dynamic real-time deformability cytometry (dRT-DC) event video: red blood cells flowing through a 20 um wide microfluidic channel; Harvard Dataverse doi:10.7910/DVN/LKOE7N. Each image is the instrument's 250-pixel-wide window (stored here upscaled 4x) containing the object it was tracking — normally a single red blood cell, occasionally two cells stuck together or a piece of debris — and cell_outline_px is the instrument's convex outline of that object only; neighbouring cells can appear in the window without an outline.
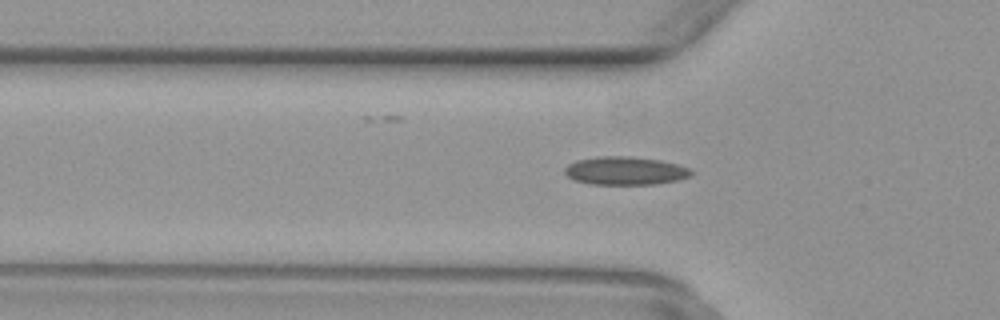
{"species": "common noctule bat (a hibernating species)", "species_latin": "Nyctalus noctula", "temperature_condition": "warm", "stored_images_in_passage": 23, "camera_frame_rate_fps": 3000, "um_per_image_px": 0.085, "animal": {"sex": "female", "body_mass_g": 29.2, "forearm_length_mm": 56.3}, "frame": {"image": 1, "passage_image": 15, "time_ms": 4.667, "image_size_px": [1000, 320], "cell_outline_px": [[692, 176], [676, 180], [656, 184], [592, 184], [572, 180], [564, 172], [564, 168], [568, 164], [576, 160], [596, 156], [632, 156], [660, 160], [676, 164], [688, 168], [692, 172]], "centroid_in_image_um": [53.1, 14.51], "position_along_channel_um": 72.7, "area_um2": 20.87}}
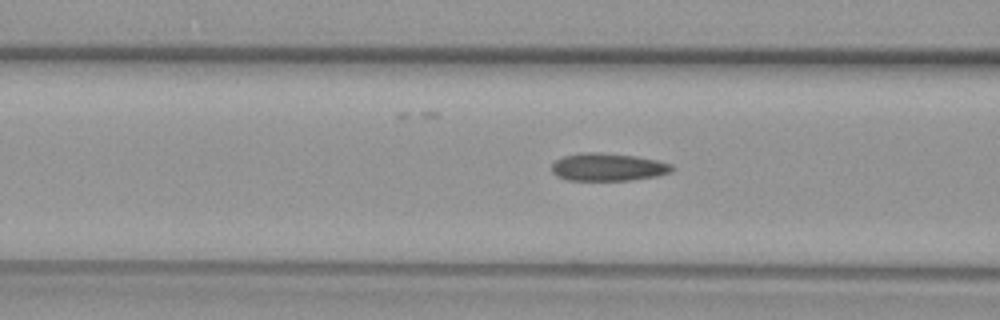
{"frame": {"image": 2, "passage_image": 18, "time_ms": 5.667, "image_size_px": [1000, 320], "cell_outline_px": [[676, 168], [672, 172], [656, 176], [632, 180], [568, 180], [556, 176], [552, 172], [552, 164], [556, 160], [564, 156], [580, 152], [600, 152], [636, 156], [656, 160], [672, 164]], "centroid_in_image_um": [51.69, 14.2], "position_along_channel_um": 114.9, "area_um2": 19.59}}